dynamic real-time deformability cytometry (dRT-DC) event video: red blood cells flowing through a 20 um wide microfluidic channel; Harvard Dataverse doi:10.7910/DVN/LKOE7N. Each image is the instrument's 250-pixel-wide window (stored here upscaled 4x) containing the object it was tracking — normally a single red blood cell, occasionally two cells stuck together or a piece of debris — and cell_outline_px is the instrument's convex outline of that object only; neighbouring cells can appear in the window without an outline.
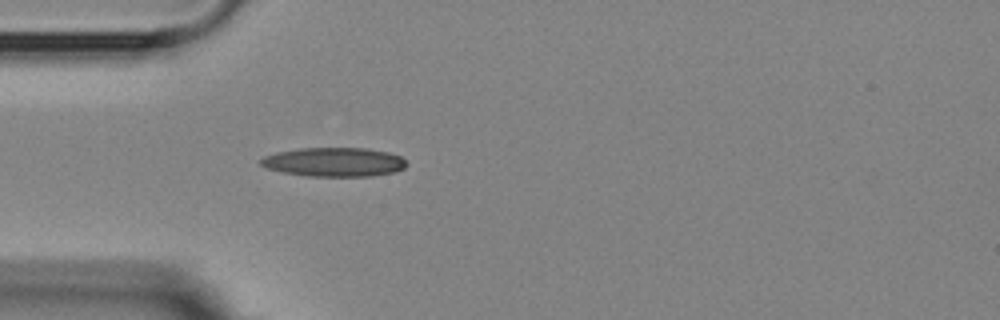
{"species": "Egyptian fruit bat (a non-hibernating species)", "species_latin": "Rousettus aegyptiacus", "temperature_condition": "room temperature", "stored_images_in_passage": 1, "camera_frame_rate_fps": 3000, "um_per_image_px": 0.085, "animal": {"sex": "female"}, "frame": {"image": 1, "passage_image": 1, "time_ms": 0.0, "image_size_px": [1000, 320], "cell_outline_px": [[408, 164], [404, 168], [396, 172], [372, 176], [308, 176], [284, 172], [268, 168], [260, 164], [260, 160], [264, 156], [276, 152], [300, 148], [368, 148], [388, 152], [400, 156]], "centroid_in_image_um": [28.43, 13.77], "position_along_channel_um": 56.6, "area_um2": 24.68}}